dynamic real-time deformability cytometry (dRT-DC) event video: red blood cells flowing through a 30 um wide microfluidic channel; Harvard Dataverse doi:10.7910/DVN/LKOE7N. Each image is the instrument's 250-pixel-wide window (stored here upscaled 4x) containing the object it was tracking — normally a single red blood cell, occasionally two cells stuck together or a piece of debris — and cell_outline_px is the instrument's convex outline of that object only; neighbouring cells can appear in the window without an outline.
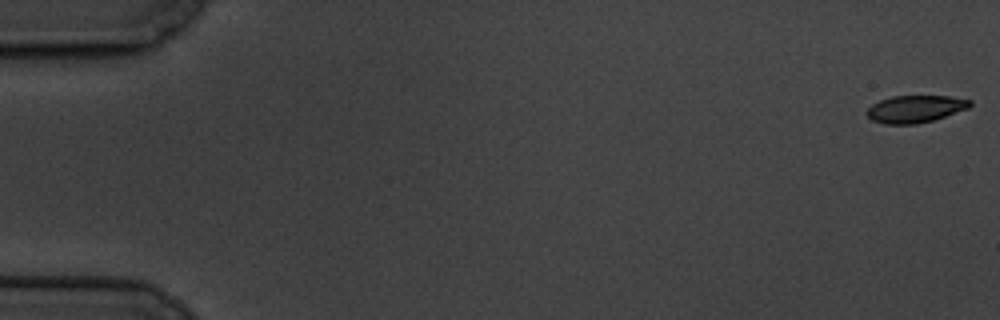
{"species": "common noctule bat (a hibernating species)", "species_latin": "Nyctalus noctula", "temperature_condition": "cold", "stored_images_in_passage": 5, "camera_frame_rate_fps": 3000, "um_per_image_px": 0.085, "animal": {"sex": "male", "body_mass_g": 19.5, "forearm_length_mm": 54.6}, "frame": {"image": 1, "passage_image": 1, "time_ms": 0.0, "image_size_px": [1000, 320], "cell_outline_px": [[972, 104], [968, 108], [932, 120], [916, 124], [884, 124], [872, 120], [864, 112], [872, 104], [880, 100], [892, 96], [948, 96], [972, 100]], "centroid_in_image_um": [77.76, 9.25], "position_along_channel_um": 7.2, "area_um2": 16.3}}
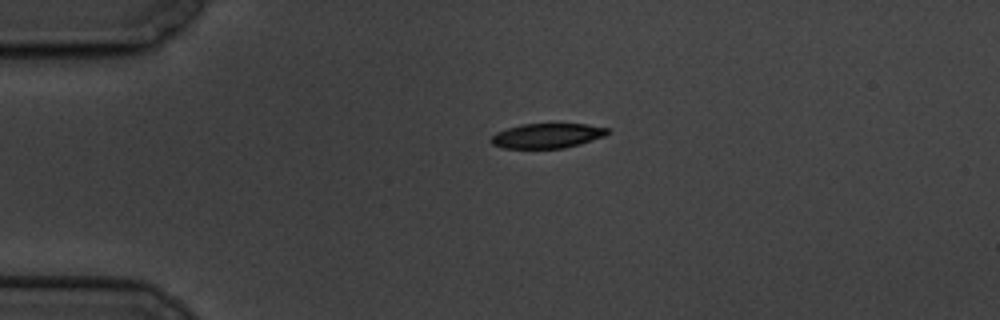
{"frame": {"image": 2, "passage_image": 4, "time_ms": 4.333, "image_size_px": [1000, 320], "cell_outline_px": [[608, 132], [604, 136], [580, 144], [564, 148], [504, 148], [492, 144], [488, 140], [496, 132], [520, 124], [588, 124], [608, 128]], "centroid_in_image_um": [46.48, 11.53], "position_along_channel_um": 38.5, "area_um2": 16.76}}